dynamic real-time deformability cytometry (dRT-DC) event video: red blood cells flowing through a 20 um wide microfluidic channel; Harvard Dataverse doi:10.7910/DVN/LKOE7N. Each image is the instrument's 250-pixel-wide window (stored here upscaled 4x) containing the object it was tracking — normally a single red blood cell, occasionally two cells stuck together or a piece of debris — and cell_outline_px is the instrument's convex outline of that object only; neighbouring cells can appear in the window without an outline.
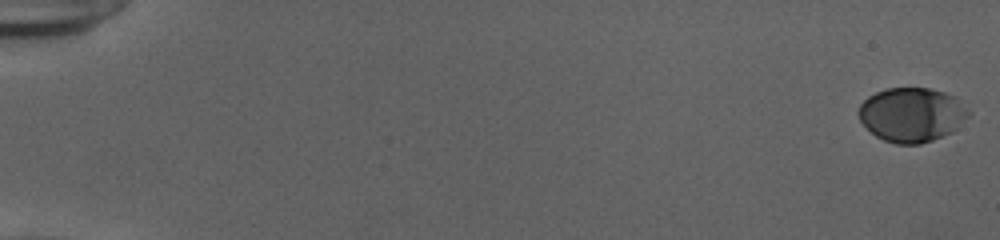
{"species": "human", "species_latin": "Homo sapiens", "temperature_condition": "cold", "stored_images_in_passage": 55, "camera_frame_rate_fps": 3000, "um_per_image_px": 0.085, "donor": {"sex": "female"}, "frame": {"image": 1, "passage_image": 1, "time_ms": 0.0, "image_size_px": [1000, 240], "cell_outline_px": [[972, 112], [952, 132], [932, 140], [920, 144], [896, 144], [884, 140], [876, 136], [860, 120], [860, 104], [868, 96], [876, 92], [888, 88], [928, 88], [944, 92], [956, 96]], "centroid_in_image_um": [77.53, 9.74], "position_along_channel_um": 7.5, "area_um2": 34.62}}
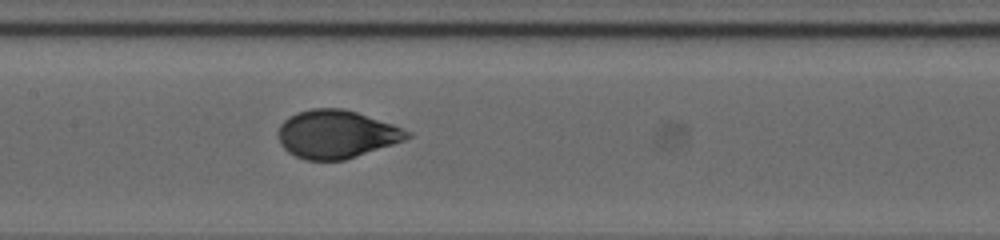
{"frame": {"image": 2, "passage_image": 29, "time_ms": 9.333, "image_size_px": [1000, 240], "cell_outline_px": [[412, 136], [404, 140], [344, 160], [304, 160], [288, 152], [280, 144], [280, 124], [284, 120], [296, 112], [312, 108], [344, 108], [392, 124], [412, 132]], "centroid_in_image_um": [28.59, 11.4], "position_along_channel_um": 178.8, "area_um2": 35.84}}
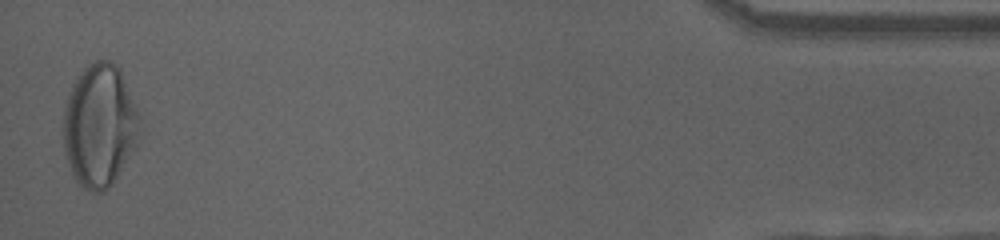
{"frame": {"image": 3, "passage_image": 54, "time_ms": 17.667, "image_size_px": [1000, 240], "cell_outline_px": [[140, 120], [136, 148], [112, 184], [104, 192], [88, 192], [72, 176], [64, 152], [64, 108], [68, 92], [76, 76], [88, 64], [96, 60], [112, 60], [120, 68], [140, 116]], "centroid_in_image_um": [8.46, 10.67], "position_along_channel_um": 426.7, "area_um2": 55.14}, "authors_computed_cell_mechanics": {"area_um2": 35.9516, "velocity_mm_per_s": 3.8799, "shape_relaxation_time_tau1_ms": 3.3693, "shape_relaxation_time_tau2_ms": null, "deformation_change_tau1": 0.1681, "deformation_change_tau2": null}}